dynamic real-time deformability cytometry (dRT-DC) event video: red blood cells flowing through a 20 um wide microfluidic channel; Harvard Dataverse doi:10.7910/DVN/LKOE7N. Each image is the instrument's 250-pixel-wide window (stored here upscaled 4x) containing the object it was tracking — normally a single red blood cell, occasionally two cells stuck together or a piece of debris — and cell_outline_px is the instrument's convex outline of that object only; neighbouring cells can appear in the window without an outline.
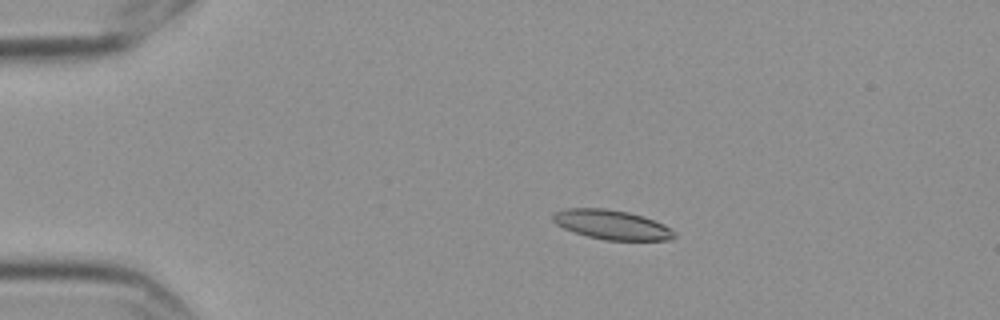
{"species": "Egyptian fruit bat (a non-hibernating species)", "species_latin": "Rousettus aegyptiacus", "temperature_condition": "cold", "stored_images_in_passage": 8, "camera_frame_rate_fps": 3000, "um_per_image_px": 0.085, "frame": {"image": 1, "passage_image": 3, "time_ms": 0.667, "image_size_px": [1000, 320], "cell_outline_px": [[676, 236], [672, 240], [604, 240], [588, 236], [564, 228], [556, 224], [552, 220], [552, 216], [556, 212], [568, 208], [604, 208], [628, 212], [644, 216], [664, 224], [672, 228]], "centroid_in_image_um": [52.04, 19.1], "position_along_channel_um": 33.0, "area_um2": 20.81}}
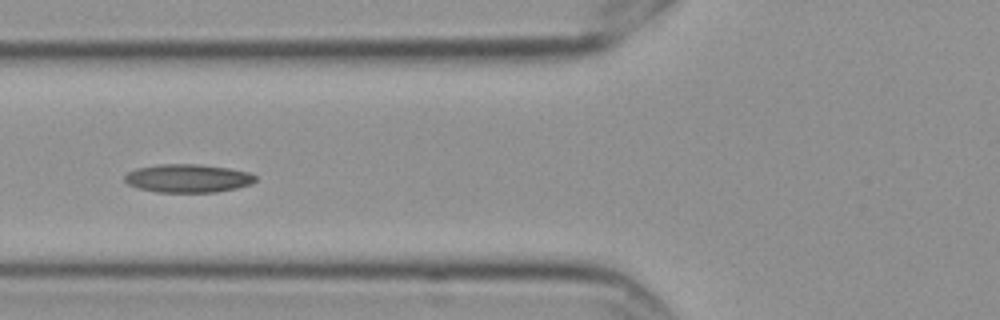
{"frame": {"image": 2, "passage_image": 6, "time_ms": 1.667, "image_size_px": [1000, 320], "cell_outline_px": [[256, 180], [252, 184], [236, 188], [216, 192], [156, 192], [140, 188], [128, 184], [124, 180], [124, 176], [128, 172], [136, 168], [160, 164], [196, 164], [228, 168], [248, 172], [256, 176]], "centroid_in_image_um": [15.97, 15.15], "position_along_channel_um": 109.8, "area_um2": 21.5}}
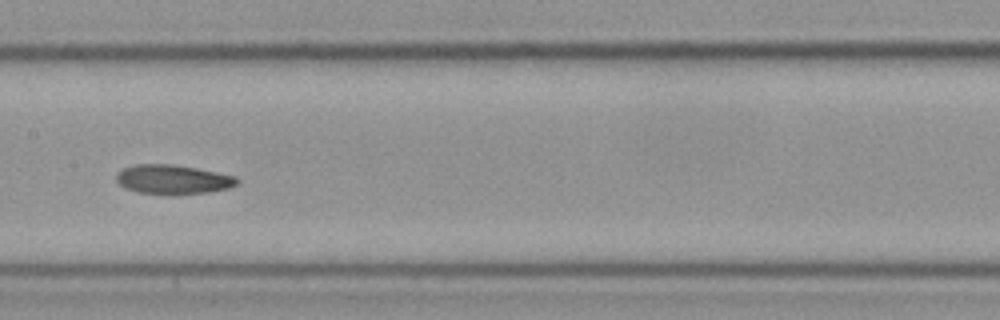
{"frame": {"image": 3, "passage_image": 8, "time_ms": 2.333, "image_size_px": [1000, 320], "cell_outline_px": [[240, 180], [236, 184], [228, 188], [208, 192], [136, 192], [124, 188], [116, 180], [116, 172], [124, 168], [136, 164], [172, 164], [196, 168], [236, 176]], "centroid_in_image_um": [14.67, 15.21], "position_along_channel_um": 192.7, "area_um2": 19.94}}